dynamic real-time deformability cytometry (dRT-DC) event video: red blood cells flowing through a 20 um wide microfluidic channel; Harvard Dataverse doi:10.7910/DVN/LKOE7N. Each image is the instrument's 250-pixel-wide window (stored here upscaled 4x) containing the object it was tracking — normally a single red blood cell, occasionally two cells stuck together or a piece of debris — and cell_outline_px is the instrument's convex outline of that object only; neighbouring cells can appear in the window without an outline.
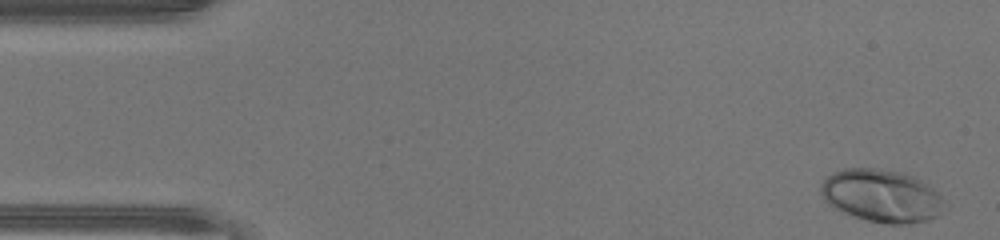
{"species": "human", "species_latin": "Homo sapiens", "temperature_condition": "warm", "stored_images_in_passage": 46, "camera_frame_rate_fps": 3000, "um_per_image_px": 0.085, "donor": {"sex": "male"}, "frame": {"image": 1, "passage_image": 1, "time_ms": 0.0, "image_size_px": [1000, 240], "cell_outline_px": [[944, 200], [940, 212], [936, 216], [928, 220], [912, 224], [888, 224], [868, 220], [832, 208], [824, 200], [820, 192], [820, 184], [832, 172], [844, 168], [876, 168], [900, 172], [912, 176], [928, 184]], "centroid_in_image_um": [74.9, 16.64], "position_along_channel_um": 10.1, "area_um2": 37.86}}
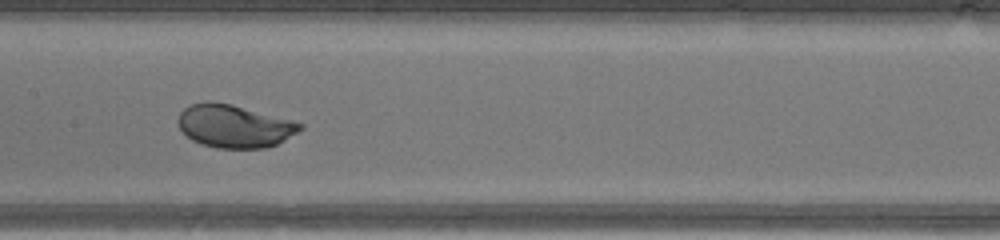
{"frame": {"image": 2, "passage_image": 22, "time_ms": 7.0, "image_size_px": [1000, 240], "cell_outline_px": [[304, 128], [276, 144], [264, 148], [216, 148], [200, 144], [192, 140], [180, 128], [176, 120], [180, 112], [184, 108], [192, 104], [204, 100], [212, 100], [232, 104], [292, 120], [304, 124]], "centroid_in_image_um": [19.88, 10.7], "position_along_channel_um": 187.5, "area_um2": 30.63}}
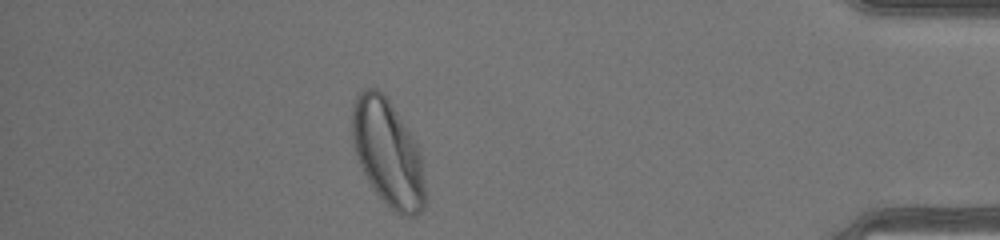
{"frame": {"image": 3, "passage_image": 40, "time_ms": 13.0, "image_size_px": [1000, 240], "cell_outline_px": [[424, 208], [416, 216], [404, 216], [396, 212], [376, 192], [368, 180], [356, 156], [352, 144], [352, 108], [356, 96], [364, 88], [376, 88], [388, 100], [396, 112], [416, 144], [420, 156], [424, 184]], "centroid_in_image_um": [32.93, 13.0], "position_along_channel_um": 402.3, "area_um2": 44.27}, "authors_computed_cell_mechanics": {"area_um2": 33.6974, "velocity_mm_per_s": 4.4176, "shape_relaxation_time_tau1_ms": 1.653, "shape_relaxation_time_tau2_ms": null, "deformation_change_tau1": 0.1361, "deformation_change_tau2": null}}